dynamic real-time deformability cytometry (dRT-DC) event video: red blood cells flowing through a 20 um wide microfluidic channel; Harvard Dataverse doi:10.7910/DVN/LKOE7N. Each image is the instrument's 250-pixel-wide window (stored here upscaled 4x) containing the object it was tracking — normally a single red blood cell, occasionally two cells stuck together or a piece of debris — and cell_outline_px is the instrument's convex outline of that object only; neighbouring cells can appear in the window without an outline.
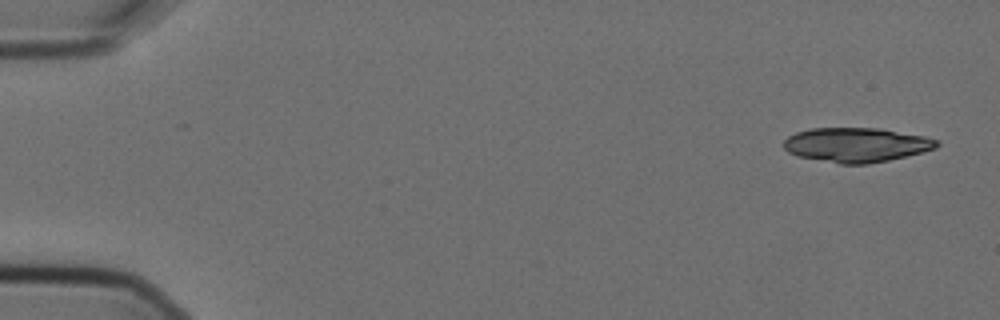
{"species": "Egyptian fruit bat (a non-hibernating species)", "species_latin": "Rousettus aegyptiacus", "temperature_condition": "cold", "stored_images_in_passage": 6, "camera_frame_rate_fps": 3000, "um_per_image_px": 0.085, "animal": {"sex": "female"}, "frame": {"image": 1, "passage_image": 1, "time_ms": 0.0, "image_size_px": [1000, 320], "cell_outline_px": [[940, 144], [936, 148], [888, 160], [868, 164], [840, 164], [796, 156], [788, 152], [784, 148], [784, 140], [788, 136], [796, 132], [812, 128], [880, 128], [924, 136], [940, 140]], "centroid_in_image_um": [72.77, 12.31], "position_along_channel_um": 12.2, "area_um2": 30.75}}